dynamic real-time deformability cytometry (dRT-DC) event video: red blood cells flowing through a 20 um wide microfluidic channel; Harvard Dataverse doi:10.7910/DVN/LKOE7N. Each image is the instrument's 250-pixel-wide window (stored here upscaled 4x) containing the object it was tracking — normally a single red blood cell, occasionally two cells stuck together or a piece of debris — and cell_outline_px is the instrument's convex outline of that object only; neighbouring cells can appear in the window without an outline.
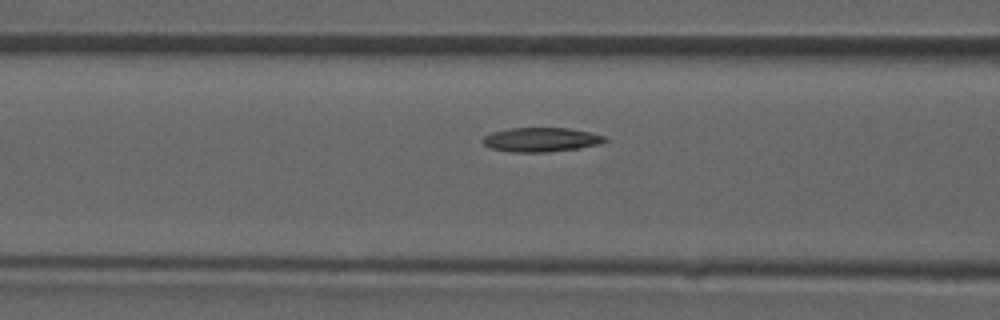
{"species": "common noctule bat (a hibernating species)", "species_latin": "Nyctalus noctula", "temperature_condition": "room temperature", "stored_images_in_passage": 28, "camera_frame_rate_fps": 3000, "um_per_image_px": 0.085, "animal": {"sex": "male", "forearm_length_mm": 52.5}, "frame": {"image": 1, "passage_image": 20, "time_ms": 6.333, "image_size_px": [1000, 320], "cell_outline_px": [[608, 140], [600, 144], [576, 148], [548, 152], [508, 152], [492, 148], [484, 144], [480, 140], [484, 136], [492, 132], [508, 128], [568, 128], [588, 132], [604, 136]], "centroid_in_image_um": [45.94, 11.87], "position_along_channel_um": 120.7, "area_um2": 17.17}}